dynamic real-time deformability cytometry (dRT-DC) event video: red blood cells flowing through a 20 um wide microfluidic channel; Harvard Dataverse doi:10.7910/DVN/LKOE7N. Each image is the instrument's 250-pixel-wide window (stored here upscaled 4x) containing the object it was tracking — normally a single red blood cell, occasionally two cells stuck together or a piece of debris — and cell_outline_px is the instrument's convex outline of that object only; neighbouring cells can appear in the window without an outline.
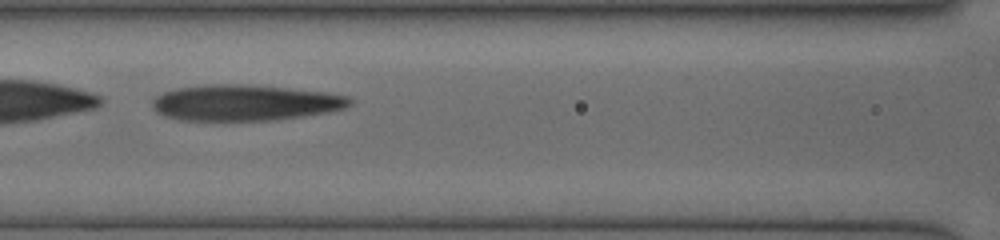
{"species": "human", "species_latin": "Homo sapiens", "temperature_condition": "cold", "stored_images_in_passage": 39, "camera_frame_rate_fps": 3000, "um_per_image_px": 0.085, "donor": {"sex": "female"}, "frame": {"image": 1, "passage_image": 14, "time_ms": 3.667, "image_size_px": [1000, 240], "cell_outline_px": [[352, 104], [344, 108], [328, 112], [304, 116], [276, 120], [180, 120], [164, 116], [156, 112], [152, 108], [152, 100], [156, 96], [164, 92], [176, 88], [204, 84], [244, 84], [288, 88], [324, 92], [348, 96], [352, 100]], "centroid_in_image_um": [20.79, 8.73], "position_along_channel_um": 145.8, "area_um2": 41.5}}
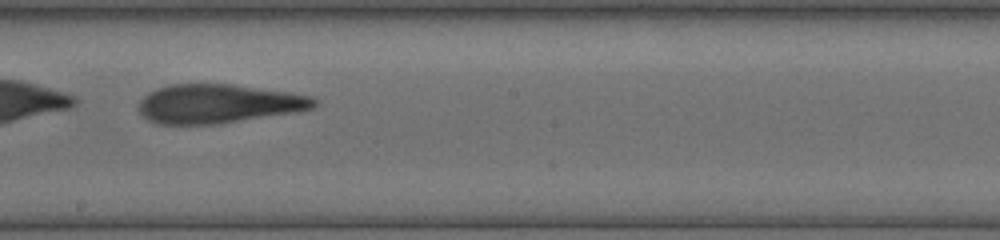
{"frame": {"image": 2, "passage_image": 21, "time_ms": 5.667, "image_size_px": [1000, 240], "cell_outline_px": [[316, 104], [312, 108], [292, 112], [216, 124], [156, 124], [148, 120], [140, 112], [140, 100], [148, 92], [156, 88], [168, 84], [232, 84], [288, 92], [312, 96], [316, 100]], "centroid_in_image_um": [18.51, 8.81], "position_along_channel_um": 229.7, "area_um2": 39.48}}
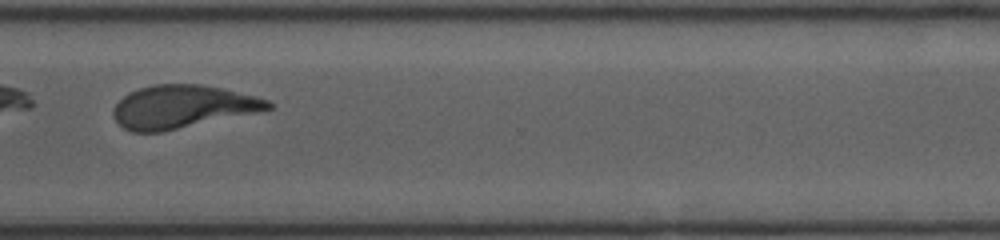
{"frame": {"image": 3, "passage_image": 32, "time_ms": 8.667, "image_size_px": [1000, 240], "cell_outline_px": [[272, 108], [256, 112], [160, 132], [132, 132], [124, 128], [116, 120], [112, 112], [116, 104], [128, 92], [140, 88], [156, 84], [200, 84], [220, 88], [256, 96], [268, 100], [272, 104]], "centroid_in_image_um": [15.47, 9.06], "position_along_channel_um": 355.1, "area_um2": 38.21}}